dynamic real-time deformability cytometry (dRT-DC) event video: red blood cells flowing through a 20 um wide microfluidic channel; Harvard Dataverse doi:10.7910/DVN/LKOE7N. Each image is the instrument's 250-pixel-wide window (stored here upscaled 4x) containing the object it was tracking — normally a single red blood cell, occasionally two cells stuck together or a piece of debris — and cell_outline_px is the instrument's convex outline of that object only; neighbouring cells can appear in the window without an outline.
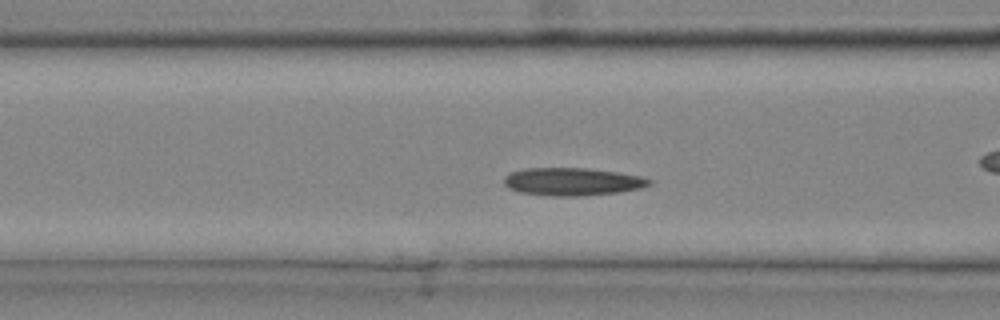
{"species": "common noctule bat (a hibernating species)", "species_latin": "Nyctalus noctula", "temperature_condition": "cold", "stored_images_in_passage": 31, "camera_frame_rate_fps": 3000, "um_per_image_px": 0.085, "animal": {"sex": "male", "body_mass_g": 20.4}, "frame": {"image": 1, "passage_image": 10, "time_ms": 3.0, "image_size_px": [1000, 320], "cell_outline_px": [[652, 184], [640, 188], [616, 192], [584, 196], [552, 196], [520, 192], [508, 188], [504, 184], [504, 176], [508, 172], [524, 168], [588, 168], [616, 172], [640, 176], [652, 180]], "centroid_in_image_um": [48.6, 15.43], "position_along_channel_um": 118.0, "area_um2": 23.58}}